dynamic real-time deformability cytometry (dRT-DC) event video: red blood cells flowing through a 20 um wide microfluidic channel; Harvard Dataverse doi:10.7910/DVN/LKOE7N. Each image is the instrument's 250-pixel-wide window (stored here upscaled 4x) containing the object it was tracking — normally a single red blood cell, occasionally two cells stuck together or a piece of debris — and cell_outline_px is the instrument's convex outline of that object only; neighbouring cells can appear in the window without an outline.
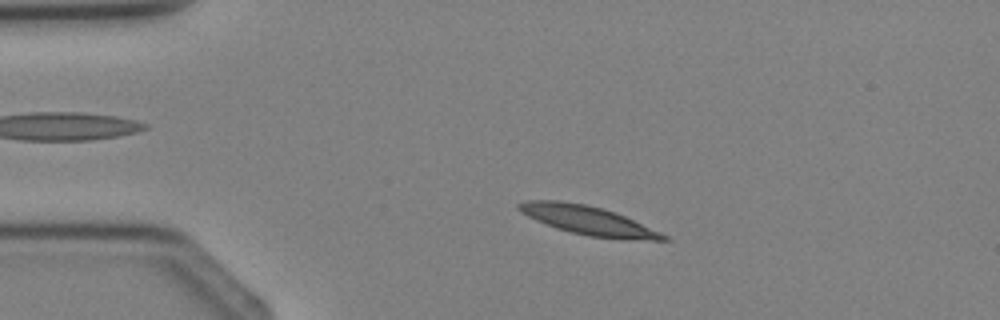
{"species": "Egyptian fruit bat (a non-hibernating species)", "species_latin": "Rousettus aegyptiacus", "temperature_condition": "cold", "stored_images_in_passage": 3, "camera_frame_rate_fps": 3000, "um_per_image_px": 0.085, "animal": {"sex": "female"}, "frame": {"image": 1, "passage_image": 2, "time_ms": 1.333, "image_size_px": [1000, 320], "cell_outline_px": [[672, 240], [624, 240], [588, 236], [556, 228], [536, 220], [520, 212], [516, 208], [516, 204], [528, 200], [560, 200], [584, 204], [616, 212], [660, 232], [668, 236]], "centroid_in_image_um": [49.99, 18.74], "position_along_channel_um": 35.0, "area_um2": 24.33}}